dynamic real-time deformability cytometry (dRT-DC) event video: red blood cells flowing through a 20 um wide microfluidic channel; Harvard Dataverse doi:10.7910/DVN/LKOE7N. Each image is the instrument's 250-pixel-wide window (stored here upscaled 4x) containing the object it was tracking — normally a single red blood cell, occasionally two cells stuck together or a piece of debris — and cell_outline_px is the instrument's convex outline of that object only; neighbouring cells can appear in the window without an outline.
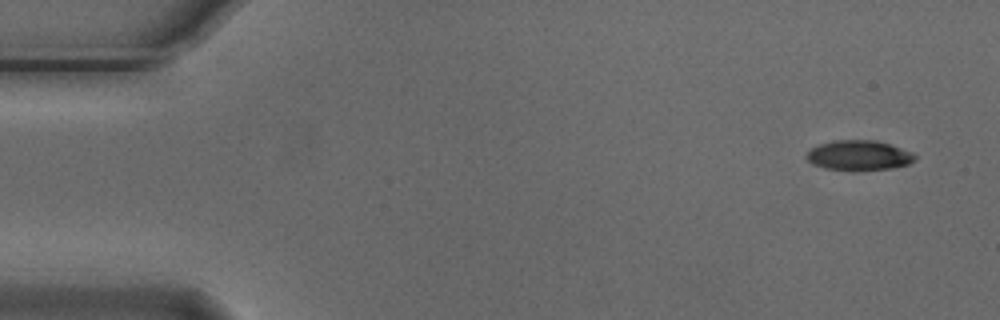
{"species": "Egyptian fruit bat (a non-hibernating species)", "species_latin": "Rousettus aegyptiacus", "temperature_condition": "cold", "stored_images_in_passage": 10, "camera_frame_rate_fps": 3000, "um_per_image_px": 0.085, "animal": {"sex": "male"}, "frame": {"image": 1, "passage_image": 1, "time_ms": 0.0, "image_size_px": [1000, 320], "cell_outline_px": [[916, 156], [908, 164], [892, 168], [856, 172], [824, 168], [812, 164], [804, 156], [812, 148], [820, 144], [836, 140], [876, 140], [912, 152]], "centroid_in_image_um": [72.97, 13.23], "position_along_channel_um": 12.0, "area_um2": 19.07}}
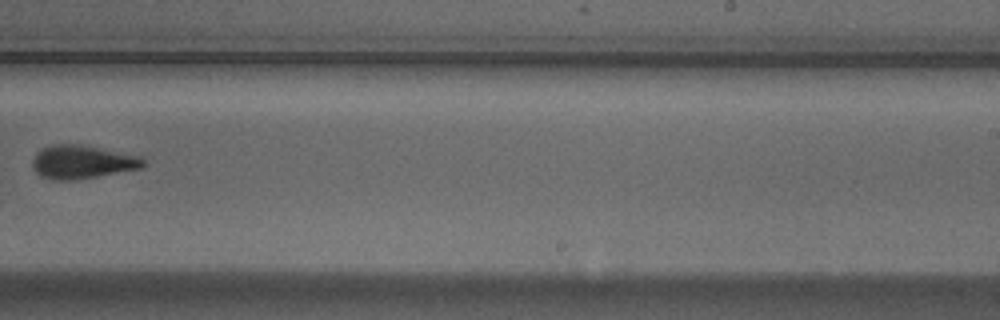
{"frame": {"image": 2, "passage_image": 9, "time_ms": 2.667, "image_size_px": [1000, 320], "cell_outline_px": [[148, 164], [144, 168], [72, 180], [52, 180], [40, 176], [32, 168], [32, 160], [36, 152], [52, 144], [76, 144], [144, 156]], "centroid_in_image_um": [7.03, 13.77], "position_along_channel_um": 282.0, "area_um2": 21.79}}